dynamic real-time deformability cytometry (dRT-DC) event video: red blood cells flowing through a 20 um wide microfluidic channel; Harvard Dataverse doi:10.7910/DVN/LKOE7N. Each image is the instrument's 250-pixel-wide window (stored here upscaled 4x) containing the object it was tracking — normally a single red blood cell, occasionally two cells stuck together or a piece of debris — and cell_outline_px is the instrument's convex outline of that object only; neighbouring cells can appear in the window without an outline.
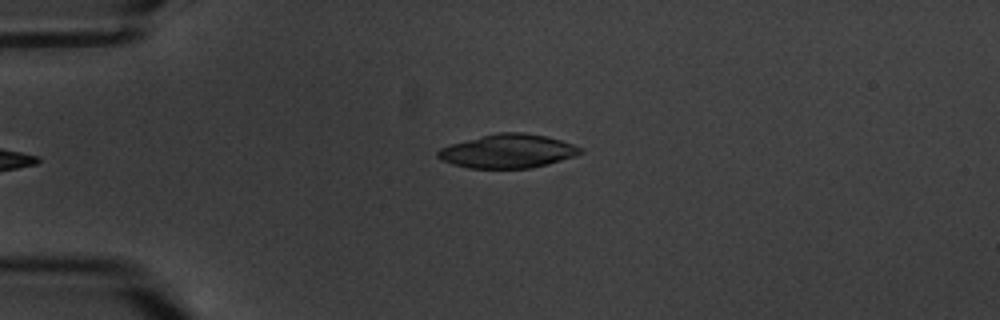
{"species": "common noctule bat (a hibernating species)", "species_latin": "Nyctalus noctula", "temperature_condition": "warm", "stored_images_in_passage": 6, "camera_frame_rate_fps": 3000, "um_per_image_px": 0.085, "animal": {"sex": "male", "body_mass_g": 20.1, "forearm_length_mm": 53.5}, "frame": {"image": 1, "passage_image": 6, "time_ms": 6.0, "image_size_px": [1000, 320], "cell_outline_px": [[584, 152], [548, 164], [532, 168], [468, 168], [452, 164], [440, 160], [436, 156], [436, 152], [440, 148], [452, 144], [496, 132], [520, 132], [544, 136], [560, 140], [572, 144], [580, 148]], "centroid_in_image_um": [43.12, 12.85], "position_along_channel_um": 41.9, "area_um2": 27.74}}